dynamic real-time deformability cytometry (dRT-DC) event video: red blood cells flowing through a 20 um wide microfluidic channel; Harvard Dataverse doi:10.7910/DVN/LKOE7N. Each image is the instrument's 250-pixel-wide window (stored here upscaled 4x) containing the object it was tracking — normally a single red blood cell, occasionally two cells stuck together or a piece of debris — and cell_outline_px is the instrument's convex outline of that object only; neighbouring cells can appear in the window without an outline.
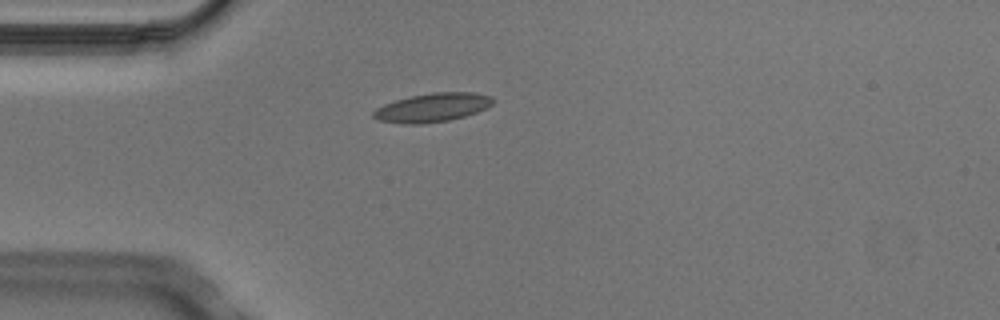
{"species": "Egyptian fruit bat (a non-hibernating species)", "species_latin": "Rousettus aegyptiacus", "temperature_condition": "cold", "stored_images_in_passage": 2, "camera_frame_rate_fps": 3000, "um_per_image_px": 0.085, "animal": {"sex": "male"}, "frame": {"image": 1, "passage_image": 2, "time_ms": 0.333, "image_size_px": [1000, 320], "cell_outline_px": [[496, 100], [492, 104], [476, 112], [464, 116], [448, 120], [420, 124], [404, 124], [380, 120], [372, 116], [372, 112], [376, 108], [384, 104], [396, 100], [412, 96], [432, 92], [472, 92], [492, 96]], "centroid_in_image_um": [36.76, 9.13], "position_along_channel_um": 48.2, "area_um2": 19.88}}